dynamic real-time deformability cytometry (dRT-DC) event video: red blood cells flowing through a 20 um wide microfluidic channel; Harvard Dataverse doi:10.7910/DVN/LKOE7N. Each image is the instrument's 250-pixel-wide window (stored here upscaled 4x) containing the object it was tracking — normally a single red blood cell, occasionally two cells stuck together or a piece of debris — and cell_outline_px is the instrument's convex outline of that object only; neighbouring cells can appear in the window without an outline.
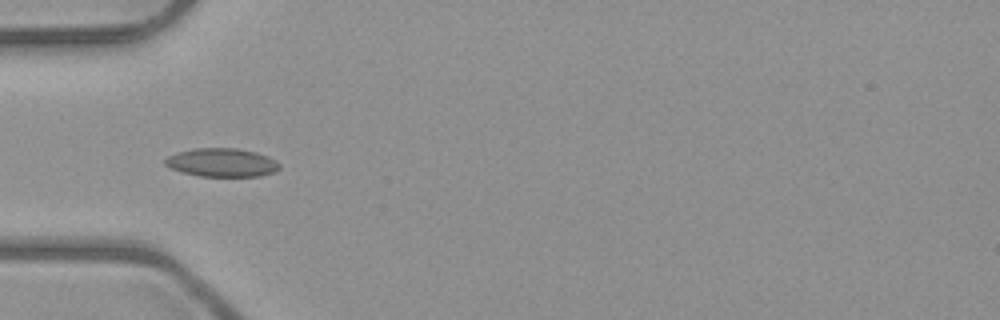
{"species": "common noctule bat (a hibernating species)", "species_latin": "Nyctalus noctula", "temperature_condition": "room temperature", "stored_images_in_passage": 7, "camera_frame_rate_fps": 3000, "um_per_image_px": 0.085, "animal": {"sex": "male", "body_mass_g": 23.1, "forearm_length_mm": 52.7}, "frame": {"image": 1, "passage_image": 5, "time_ms": 4.333, "image_size_px": [1000, 320], "cell_outline_px": [[280, 168], [276, 172], [260, 176], [200, 176], [184, 172], [172, 168], [164, 164], [164, 160], [168, 156], [176, 152], [196, 148], [236, 148], [256, 152], [268, 156], [276, 160], [280, 164]], "centroid_in_image_um": [18.89, 13.81], "position_along_channel_um": 66.1, "area_um2": 19.02}}
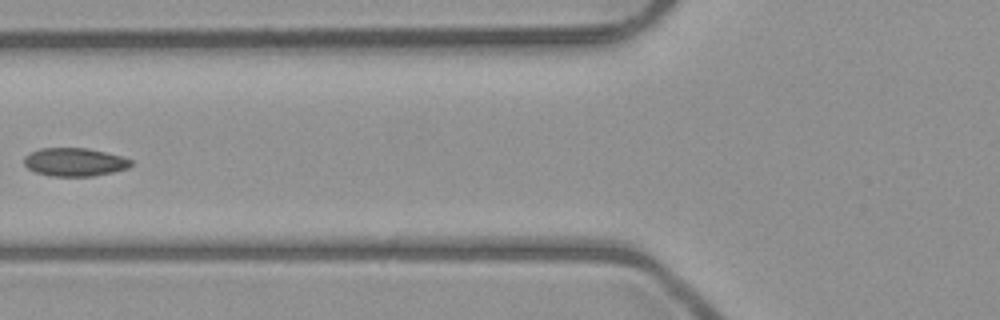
{"frame": {"image": 2, "passage_image": 6, "time_ms": 5.667, "image_size_px": [1000, 320], "cell_outline_px": [[132, 164], [128, 168], [112, 172], [92, 176], [48, 176], [36, 172], [28, 168], [24, 164], [24, 156], [40, 148], [88, 148], [124, 156], [132, 160]], "centroid_in_image_um": [6.36, 13.77], "position_along_channel_um": 119.4, "area_um2": 17.69}}
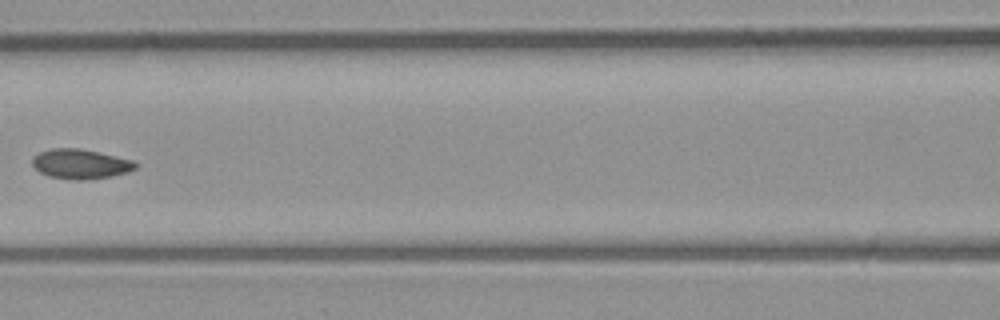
{"frame": {"image": 3, "passage_image": 7, "time_ms": 6.667, "image_size_px": [1000, 320], "cell_outline_px": [[136, 168], [128, 172], [112, 176], [84, 180], [72, 180], [48, 176], [40, 172], [32, 164], [32, 156], [40, 152], [52, 148], [80, 148], [132, 160], [136, 164]], "centroid_in_image_um": [6.81, 13.94], "position_along_channel_um": 159.8, "area_um2": 17.8}}